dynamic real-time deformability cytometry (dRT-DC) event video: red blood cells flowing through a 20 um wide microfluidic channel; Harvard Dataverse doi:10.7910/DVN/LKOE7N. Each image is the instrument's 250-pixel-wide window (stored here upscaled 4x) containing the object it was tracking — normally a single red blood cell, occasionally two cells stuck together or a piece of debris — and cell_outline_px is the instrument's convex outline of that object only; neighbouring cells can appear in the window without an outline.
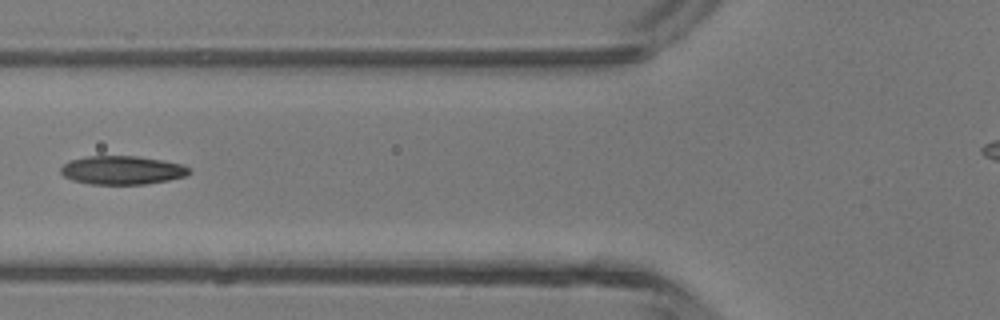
{"species": "common noctule bat (a hibernating species)", "species_latin": "Nyctalus noctula", "temperature_condition": "room temperature", "stored_images_in_passage": 3, "camera_frame_rate_fps": 3000, "um_per_image_px": 0.085, "animal": {"sex": "male", "body_mass_g": 13.3}, "frame": {"image": 1, "passage_image": 3, "time_ms": 0.667, "image_size_px": [1000, 320], "cell_outline_px": [[192, 172], [188, 176], [168, 180], [144, 184], [88, 184], [72, 180], [64, 176], [60, 172], [60, 168], [64, 164], [72, 160], [88, 156], [140, 156], [164, 160], [184, 164]], "centroid_in_image_um": [10.42, 14.46], "position_along_channel_um": 115.4, "area_um2": 21.56}}